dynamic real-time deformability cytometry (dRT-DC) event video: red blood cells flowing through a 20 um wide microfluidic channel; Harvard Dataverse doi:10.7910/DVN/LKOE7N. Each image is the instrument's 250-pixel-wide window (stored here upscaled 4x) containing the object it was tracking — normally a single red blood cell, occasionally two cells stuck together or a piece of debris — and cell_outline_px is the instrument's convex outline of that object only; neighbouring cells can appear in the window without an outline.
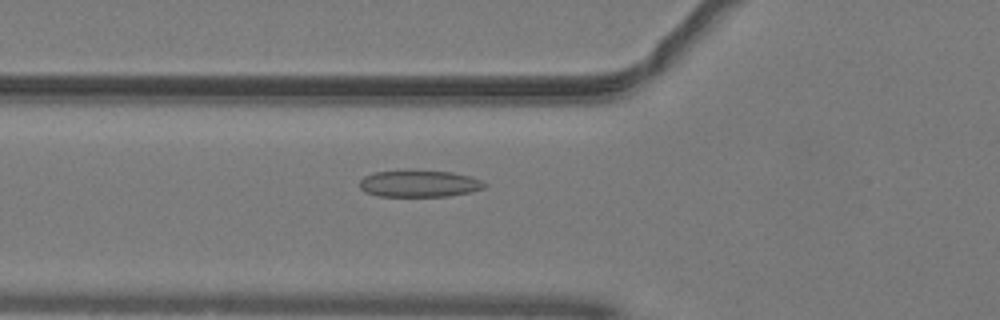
{"species": "common noctule bat (a hibernating species)", "species_latin": "Nyctalus noctula", "temperature_condition": "warm", "stored_images_in_passage": 37, "camera_frame_rate_fps": 3000, "um_per_image_px": 0.085, "animal": {"sex": "male", "body_mass_g": 19.2, "forearm_length_mm": 51.8}, "frame": {"image": 1, "passage_image": 5, "time_ms": 1.333, "image_size_px": [1000, 320], "cell_outline_px": [[488, 184], [484, 188], [472, 192], [448, 196], [380, 196], [364, 192], [360, 188], [360, 180], [364, 176], [376, 172], [452, 172], [484, 180]], "centroid_in_image_um": [35.68, 15.64], "position_along_channel_um": 90.1, "area_um2": 19.07}}
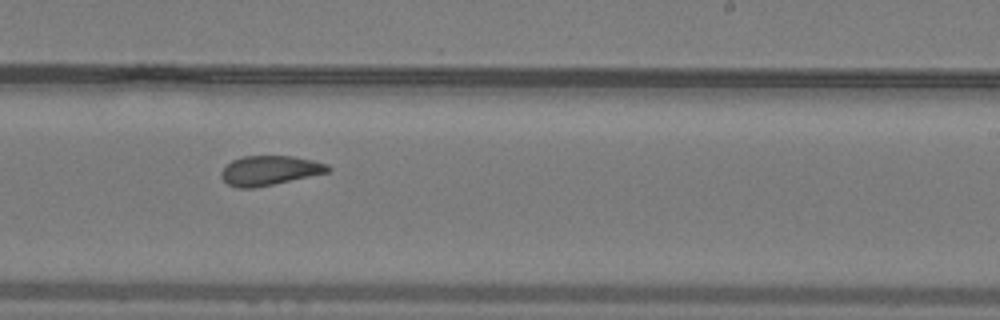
{"frame": {"image": 2, "passage_image": 18, "time_ms": 5.667, "image_size_px": [1000, 320], "cell_outline_px": [[332, 168], [328, 172], [256, 188], [236, 188], [228, 184], [220, 176], [220, 172], [232, 160], [244, 156], [292, 156], [312, 160], [328, 164]], "centroid_in_image_um": [22.91, 14.49], "position_along_channel_um": 266.1, "area_um2": 18.32}}
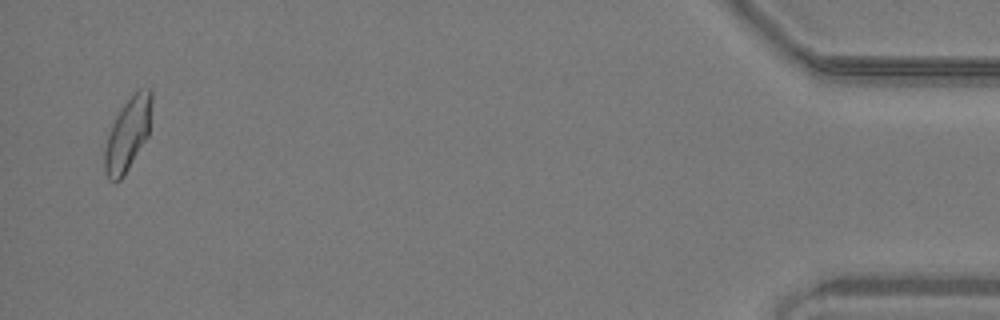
{"frame": {"image": 3, "passage_image": 36, "time_ms": 11.667, "image_size_px": [1000, 320], "cell_outline_px": [[152, 100], [148, 136], [124, 176], [116, 184], [108, 180], [104, 172], [104, 148], [112, 124], [116, 116], [124, 104], [140, 88], [152, 88]], "centroid_in_image_um": [10.85, 11.45], "position_along_channel_um": 424.4, "area_um2": 20.06}, "authors_computed_cell_mechanics": {"area_um2": 18.9006, "velocity_mm_per_s": 4.0486, "shape_relaxation_time_tau1_ms": 9.7244, "shape_relaxation_time_tau2_ms": 1.3174, "deformation_change_tau1": 0.2049, "deformation_change_tau2": 0.0786}}